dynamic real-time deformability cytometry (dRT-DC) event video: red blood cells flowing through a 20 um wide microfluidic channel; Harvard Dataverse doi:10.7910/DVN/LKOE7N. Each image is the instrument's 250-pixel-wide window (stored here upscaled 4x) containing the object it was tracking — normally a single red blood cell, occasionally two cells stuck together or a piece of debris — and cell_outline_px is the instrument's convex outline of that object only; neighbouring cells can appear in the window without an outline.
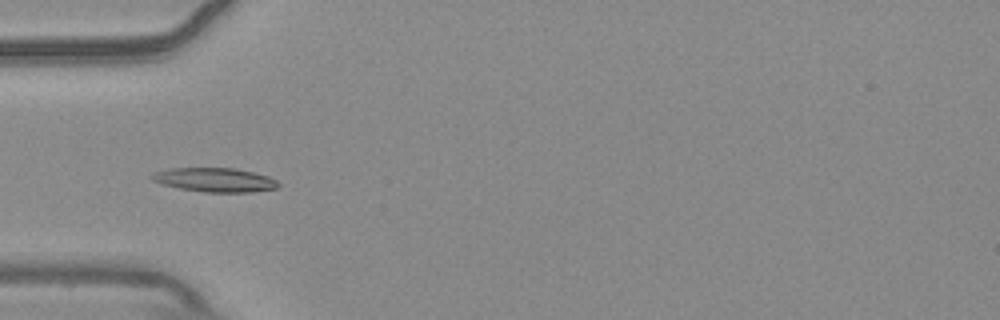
{"species": "common noctule bat (a hibernating species)", "species_latin": "Nyctalus noctula", "temperature_condition": "warm", "stored_images_in_passage": 40, "camera_frame_rate_fps": 3000, "um_per_image_px": 0.085, "animal": {"sex": "male", "body_mass_g": 20.4}, "frame": {"image": 1, "passage_image": 3, "time_ms": 0.667, "image_size_px": [1000, 320], "cell_outline_px": [[280, 184], [276, 188], [252, 192], [204, 192], [180, 188], [160, 184], [152, 180], [152, 176], [156, 172], [168, 168], [232, 168], [252, 172], [268, 176], [276, 180]], "centroid_in_image_um": [18.26, 15.29], "position_along_channel_um": 66.7, "area_um2": 17.57}}
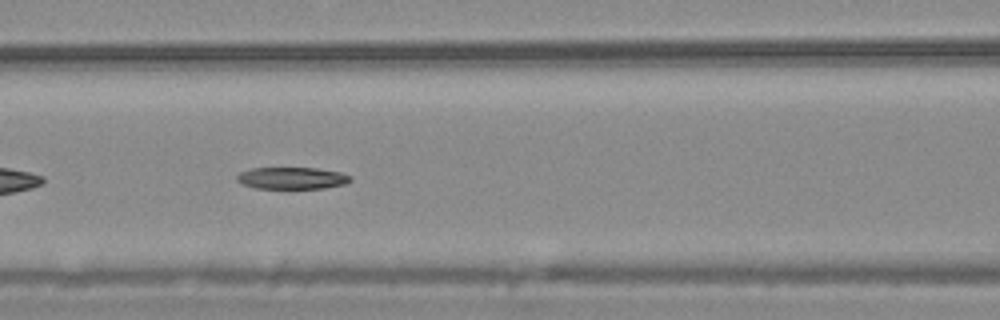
{"frame": {"image": 2, "passage_image": 9, "time_ms": 2.667, "image_size_px": [1000, 320], "cell_outline_px": [[352, 180], [344, 184], [324, 188], [256, 188], [240, 184], [236, 180], [236, 176], [240, 172], [252, 168], [316, 168], [340, 172], [352, 176]], "centroid_in_image_um": [24.8, 15.14], "position_along_channel_um": 141.8, "area_um2": 14.51}}
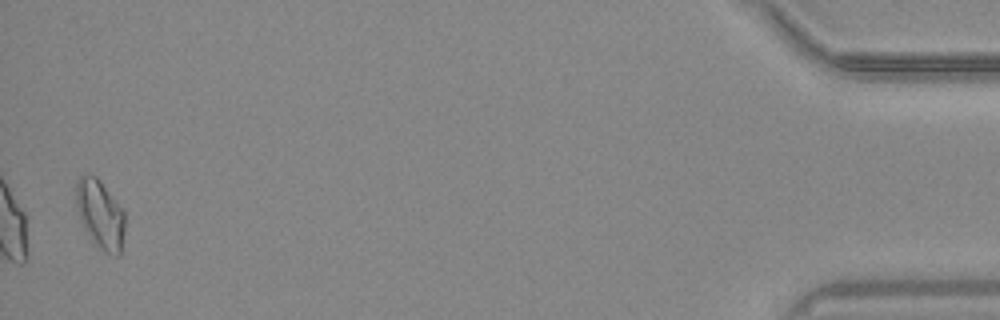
{"frame": {"image": 3, "passage_image": 39, "time_ms": 12.667, "image_size_px": [1000, 320], "cell_outline_px": [[124, 232], [120, 256], [116, 256], [104, 252], [96, 244], [84, 228], [80, 220], [76, 204], [76, 180], [80, 176], [96, 176], [100, 180], [124, 212]], "centroid_in_image_um": [8.51, 18.23], "position_along_channel_um": 426.7, "area_um2": 19.25}, "authors_computed_cell_mechanics": {"area_um2": 15.8372, "velocity_mm_per_s": 3.7422, "shape_relaxation_time_tau1_ms": null, "shape_relaxation_time_tau2_ms": 8.7053, "deformation_change_tau1": null, "deformation_change_tau2": 0.1702}}